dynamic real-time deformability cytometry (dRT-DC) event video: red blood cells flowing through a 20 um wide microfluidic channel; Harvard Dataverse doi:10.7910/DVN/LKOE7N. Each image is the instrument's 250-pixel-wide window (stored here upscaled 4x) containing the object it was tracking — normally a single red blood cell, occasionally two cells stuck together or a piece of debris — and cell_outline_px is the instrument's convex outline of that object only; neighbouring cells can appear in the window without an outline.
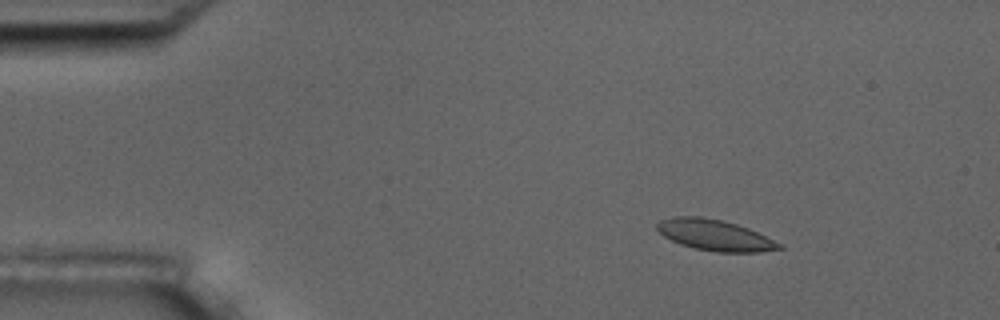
{"species": "common noctule bat (a hibernating species)", "species_latin": "Nyctalus noctula", "temperature_condition": "room temperature", "stored_images_in_passage": 7, "camera_frame_rate_fps": 3000, "um_per_image_px": 0.085, "animal": {"sex": "male", "body_mass_g": 17.5, "forearm_length_mm": 52.3}, "frame": {"image": 1, "passage_image": 3, "time_ms": 0.667, "image_size_px": [1000, 320], "cell_outline_px": [[784, 248], [760, 252], [716, 252], [696, 248], [680, 244], [664, 236], [656, 228], [656, 224], [660, 220], [672, 216], [700, 216], [720, 220], [736, 224], [748, 228], [784, 244]], "centroid_in_image_um": [60.78, 19.98], "position_along_channel_um": 24.2, "area_um2": 22.02}}
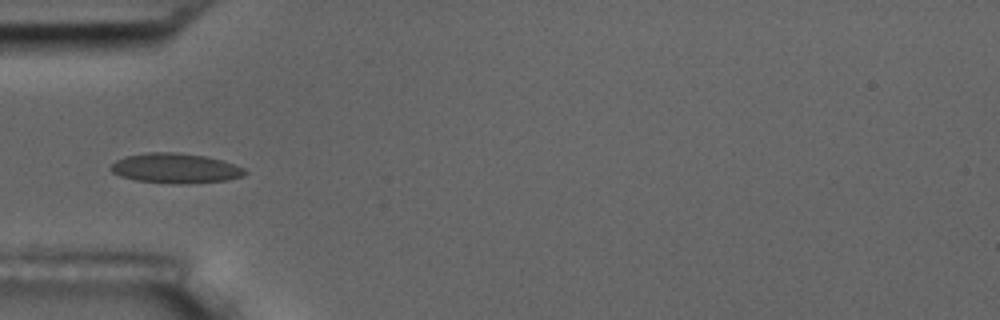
{"frame": {"image": 2, "passage_image": 6, "time_ms": 1.667, "image_size_px": [1000, 320], "cell_outline_px": [[248, 172], [244, 176], [228, 180], [180, 184], [176, 184], [136, 180], [120, 176], [112, 172], [108, 168], [116, 160], [124, 156], [148, 152], [180, 152], [204, 156], [220, 160], [244, 168]], "centroid_in_image_um": [14.89, 14.3], "position_along_channel_um": 70.1, "area_um2": 23.41}}